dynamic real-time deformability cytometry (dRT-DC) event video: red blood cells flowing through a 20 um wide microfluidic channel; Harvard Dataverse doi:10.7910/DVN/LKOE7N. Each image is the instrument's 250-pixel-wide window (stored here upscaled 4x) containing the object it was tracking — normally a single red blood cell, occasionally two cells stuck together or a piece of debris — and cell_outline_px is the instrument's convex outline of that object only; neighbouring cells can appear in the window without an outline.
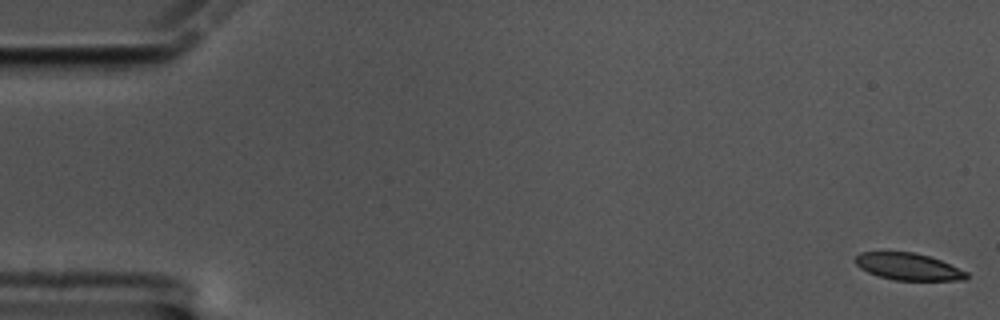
{"species": "common noctule bat (a hibernating species)", "species_latin": "Nyctalus noctula", "temperature_condition": "cold", "stored_images_in_passage": 59, "camera_frame_rate_fps": 3000, "um_per_image_px": 0.085, "animal": {"sex": "male", "body_mass_g": 17.5, "forearm_length_mm": 52.3}, "frame": {"image": 1, "passage_image": 1, "time_ms": 0.0, "image_size_px": [1000, 320], "cell_outline_px": [[968, 276], [964, 280], [896, 280], [880, 276], [868, 272], [860, 268], [856, 264], [856, 256], [860, 252], [912, 252], [928, 256], [940, 260], [968, 272]], "centroid_in_image_um": [77.21, 22.66], "position_along_channel_um": 7.8, "area_um2": 17.22}}
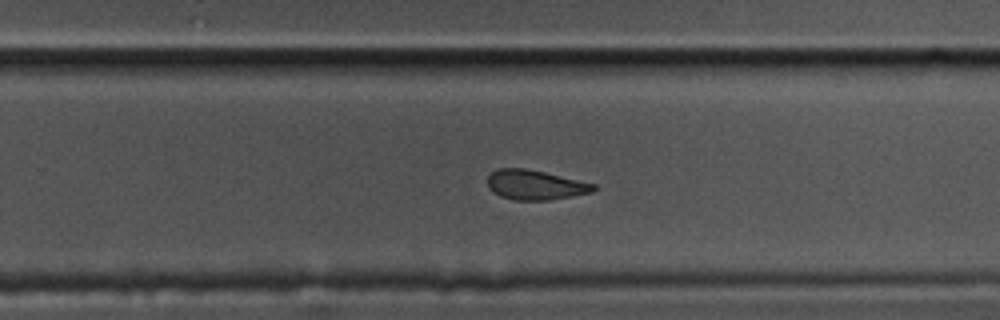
{"frame": {"image": 2, "passage_image": 38, "time_ms": 12.333, "image_size_px": [1000, 320], "cell_outline_px": [[596, 188], [592, 192], [552, 200], [516, 200], [500, 196], [492, 192], [488, 188], [488, 176], [496, 168], [524, 168], [544, 172], [596, 184]], "centroid_in_image_um": [45.47, 15.72], "position_along_channel_um": 284.3, "area_um2": 18.38}}
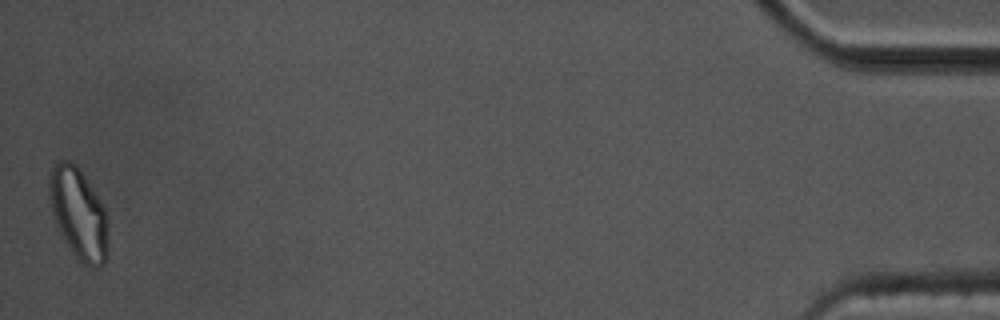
{"frame": {"image": 3, "passage_image": 59, "time_ms": 19.333, "image_size_px": [1000, 320], "cell_outline_px": [[108, 260], [104, 264], [96, 268], [92, 268], [84, 264], [72, 252], [64, 240], [52, 216], [48, 196], [48, 172], [52, 164], [56, 160], [72, 160], [76, 164], [84, 176], [104, 208], [108, 232]], "centroid_in_image_um": [6.64, 18.14], "position_along_channel_um": 428.6, "area_um2": 31.73}, "authors_computed_cell_mechanics": {"area_um2": 19.7098, "velocity_mm_per_s": 3.3931, "shape_relaxation_time_tau1_ms": 8.4514, "shape_relaxation_time_tau2_ms": 5.4843, "deformation_change_tau1": 0.1964, "deformation_change_tau2": 0.1111}}